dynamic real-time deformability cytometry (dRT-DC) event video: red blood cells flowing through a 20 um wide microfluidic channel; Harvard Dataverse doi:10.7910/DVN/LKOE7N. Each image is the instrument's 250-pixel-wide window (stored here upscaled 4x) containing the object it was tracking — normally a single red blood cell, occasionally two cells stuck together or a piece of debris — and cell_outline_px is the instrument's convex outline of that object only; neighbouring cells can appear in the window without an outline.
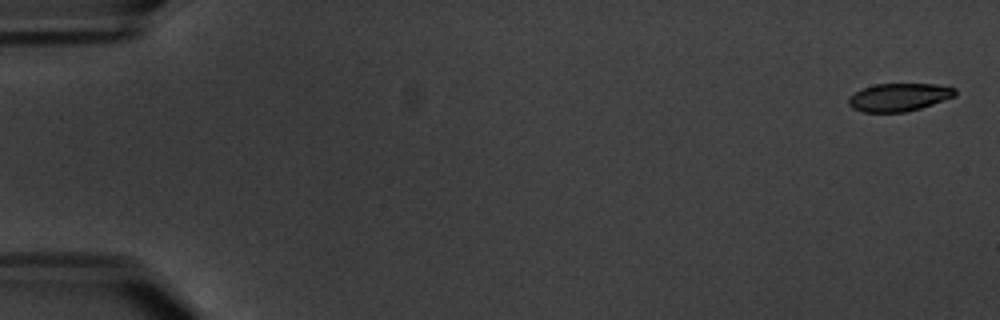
{"species": "common noctule bat (a hibernating species)", "species_latin": "Nyctalus noctula", "temperature_condition": "warm", "stored_images_in_passage": 6, "camera_frame_rate_fps": 3000, "um_per_image_px": 0.085, "animal": {"sex": "male", "body_mass_g": 20.1, "forearm_length_mm": 53.5}, "frame": {"image": 1, "passage_image": 1, "time_ms": 0.0, "image_size_px": [1000, 320], "cell_outline_px": [[956, 96], [920, 108], [904, 112], [864, 112], [852, 108], [848, 104], [848, 100], [856, 92], [864, 88], [876, 84], [936, 84], [956, 88]], "centroid_in_image_um": [76.44, 8.26], "position_along_channel_um": 8.6, "area_um2": 17.17}}
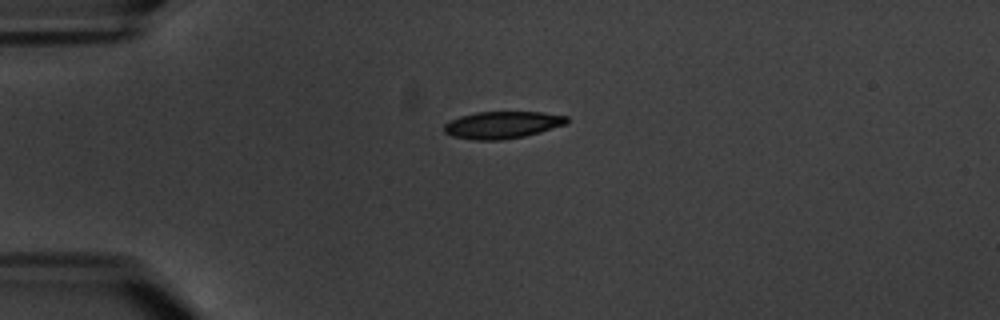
{"frame": {"image": 2, "passage_image": 5, "time_ms": 4.667, "image_size_px": [1000, 320], "cell_outline_px": [[568, 124], [540, 132], [524, 136], [500, 140], [476, 140], [452, 136], [444, 132], [444, 124], [460, 116], [476, 112], [544, 112], [568, 116]], "centroid_in_image_um": [42.73, 10.61], "position_along_channel_um": 42.3, "area_um2": 19.42}}